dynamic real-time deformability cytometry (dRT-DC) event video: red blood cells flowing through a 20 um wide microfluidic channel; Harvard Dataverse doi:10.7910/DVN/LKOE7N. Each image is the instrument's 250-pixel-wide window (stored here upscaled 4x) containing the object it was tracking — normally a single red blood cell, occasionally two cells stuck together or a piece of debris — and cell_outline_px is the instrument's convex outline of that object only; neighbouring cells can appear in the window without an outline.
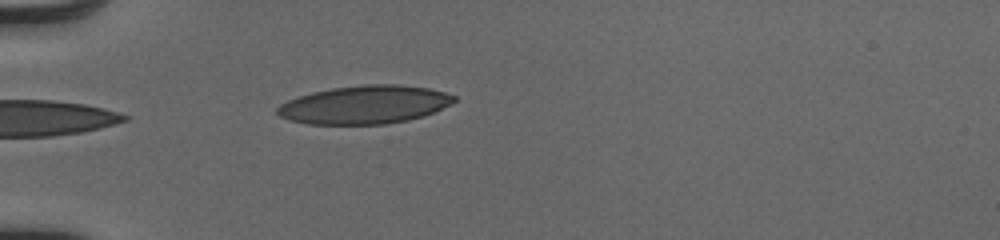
{"species": "human", "species_latin": "Homo sapiens", "temperature_condition": "cold", "stored_images_in_passage": 6, "camera_frame_rate_fps": 3000, "um_per_image_px": 0.085, "donor": {"sex": "male"}, "frame": {"image": 1, "passage_image": 1, "time_ms": 0.0, "image_size_px": [1000, 240], "cell_outline_px": [[456, 100], [424, 116], [408, 120], [384, 124], [308, 124], [288, 120], [280, 116], [276, 112], [276, 108], [280, 104], [288, 100], [312, 92], [332, 88], [364, 84], [400, 84], [428, 88], [444, 92], [456, 96]], "centroid_in_image_um": [30.96, 8.9], "position_along_channel_um": 54.0, "area_um2": 39.3}}
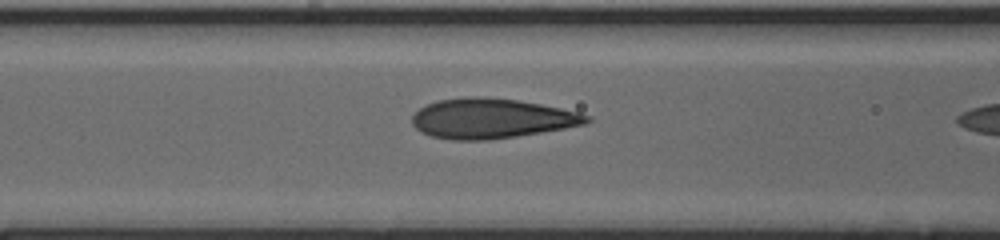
{"frame": {"image": 2, "passage_image": 4, "time_ms": 1.0, "image_size_px": [1000, 240], "cell_outline_px": [[592, 120], [584, 124], [564, 128], [516, 136], [488, 140], [452, 140], [432, 136], [420, 132], [412, 124], [412, 116], [420, 108], [436, 100], [472, 96], [484, 96], [516, 100], [540, 104], [560, 108], [592, 116]], "centroid_in_image_um": [41.75, 10.07], "position_along_channel_um": 124.8, "area_um2": 40.46}}